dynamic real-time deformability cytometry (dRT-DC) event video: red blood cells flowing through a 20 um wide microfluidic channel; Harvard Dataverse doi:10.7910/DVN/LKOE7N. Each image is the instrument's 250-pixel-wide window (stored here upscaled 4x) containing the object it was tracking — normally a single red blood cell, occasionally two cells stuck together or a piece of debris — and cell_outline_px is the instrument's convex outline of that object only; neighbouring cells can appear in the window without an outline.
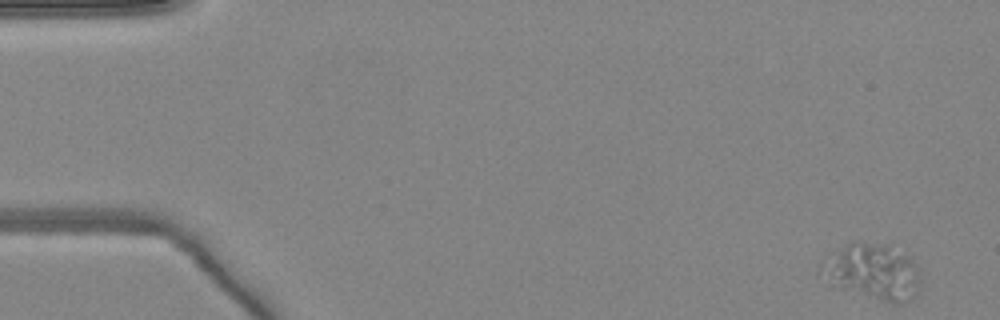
{"species": "common noctule bat (a hibernating species)", "species_latin": "Nyctalus noctula", "temperature_condition": "warm", "stored_images_in_passage": 17, "camera_frame_rate_fps": 3000, "um_per_image_px": 0.085, "animal": {"sex": "female", "body_mass_g": 24.6, "forearm_length_mm": 56.2}, "frame": {"image": 1, "passage_image": 1, "time_ms": 0.0, "image_size_px": [1000, 320], "cell_outline_px": [[920, 292], [912, 300], [900, 304], [892, 304], [840, 288], [828, 284], [824, 280], [832, 264], [840, 252], [852, 240], [860, 240], [888, 244], [904, 252], [920, 268]], "centroid_in_image_um": [74.44, 23.14], "position_along_channel_um": 10.6, "area_um2": 31.5}}
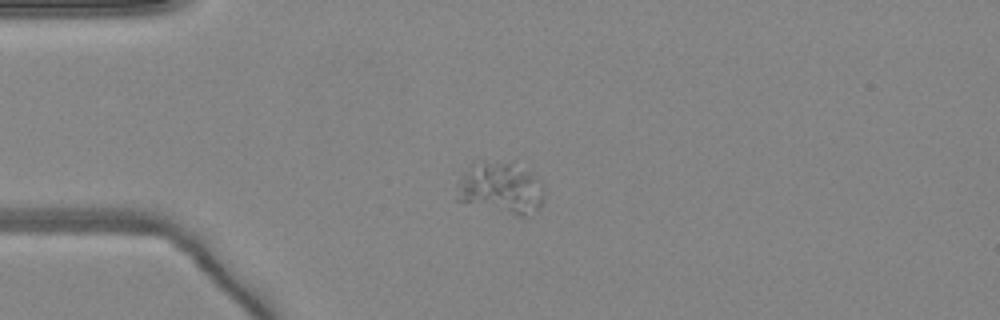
{"frame": {"image": 2, "passage_image": 12, "time_ms": 3.667, "image_size_px": [1000, 320], "cell_outline_px": [[544, 204], [540, 208], [528, 216], [520, 216], [456, 200], [456, 184], [472, 160], [480, 160], [512, 164], [536, 176], [544, 184]], "centroid_in_image_um": [42.56, 15.98], "position_along_channel_um": 42.4, "area_um2": 26.53}}